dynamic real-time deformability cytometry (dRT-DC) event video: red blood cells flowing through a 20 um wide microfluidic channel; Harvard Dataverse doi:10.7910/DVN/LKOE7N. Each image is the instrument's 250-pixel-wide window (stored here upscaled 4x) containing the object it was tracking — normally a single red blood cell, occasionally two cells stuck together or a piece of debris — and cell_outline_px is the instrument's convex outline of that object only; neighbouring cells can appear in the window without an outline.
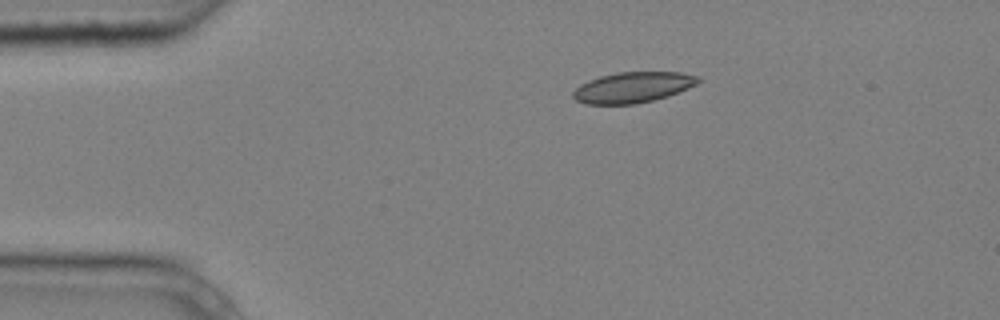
{"species": "common noctule bat (a hibernating species)", "species_latin": "Nyctalus noctula", "temperature_condition": "cold", "stored_images_in_passage": 6, "camera_frame_rate_fps": 3000, "um_per_image_px": 0.085, "animal": {"sex": "male", "body_mass_g": 20.4}, "frame": {"image": 1, "passage_image": 1, "time_ms": 0.0, "image_size_px": [1000, 320], "cell_outline_px": [[700, 80], [696, 84], [688, 88], [668, 96], [652, 100], [632, 104], [584, 104], [576, 100], [572, 96], [572, 92], [580, 84], [588, 80], [600, 76], [616, 72], [680, 72], [700, 76]], "centroid_in_image_um": [53.77, 7.42], "position_along_channel_um": 31.2, "area_um2": 22.37}}
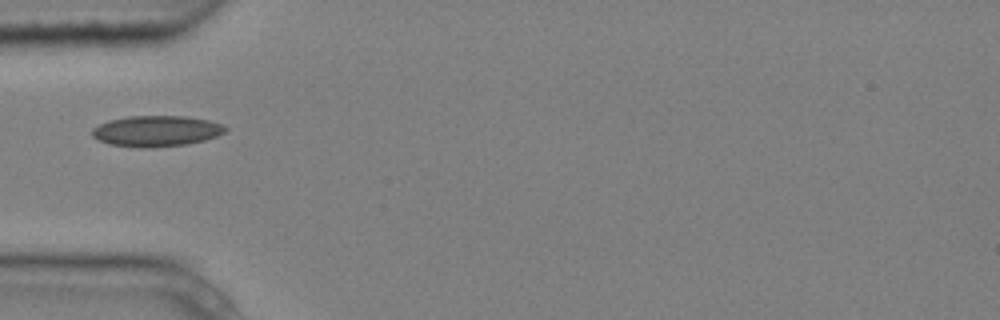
{"frame": {"image": 2, "passage_image": 3, "time_ms": 0.667, "image_size_px": [1000, 320], "cell_outline_px": [[228, 128], [224, 132], [216, 136], [204, 140], [184, 144], [144, 148], [140, 148], [108, 144], [92, 136], [92, 128], [108, 120], [128, 116], [184, 116], [208, 120], [220, 124]], "centroid_in_image_um": [13.25, 11.13], "position_along_channel_um": 71.7, "area_um2": 23.76}}
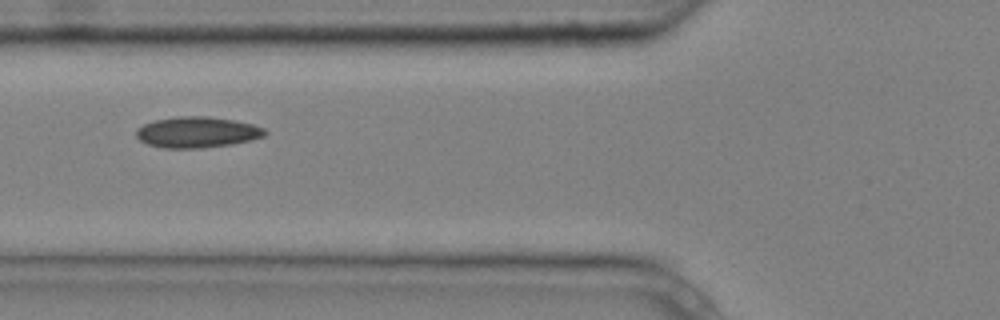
{"frame": {"image": 3, "passage_image": 4, "time_ms": 1.0, "image_size_px": [1000, 320], "cell_outline_px": [[268, 132], [264, 136], [252, 140], [228, 144], [200, 148], [164, 148], [148, 144], [140, 140], [136, 136], [136, 128], [144, 124], [156, 120], [180, 116], [208, 116], [232, 120], [252, 124], [264, 128]], "centroid_in_image_um": [16.75, 11.23], "position_along_channel_um": 109.1, "area_um2": 23.0}}